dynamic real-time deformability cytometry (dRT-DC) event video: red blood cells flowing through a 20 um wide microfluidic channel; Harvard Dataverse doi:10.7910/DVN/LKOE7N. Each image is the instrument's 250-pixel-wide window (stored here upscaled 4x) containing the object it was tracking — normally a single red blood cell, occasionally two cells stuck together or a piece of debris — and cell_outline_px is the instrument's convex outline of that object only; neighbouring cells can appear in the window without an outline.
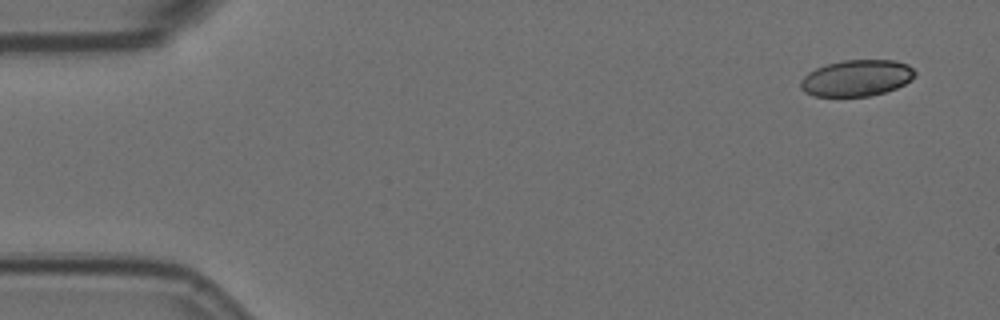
{"species": "Egyptian fruit bat (a non-hibernating species)", "species_latin": "Rousettus aegyptiacus", "temperature_condition": "room temperature", "stored_images_in_passage": 5, "camera_frame_rate_fps": 3000, "um_per_image_px": 0.085, "animal": {"sex": "female"}, "frame": {"image": 1, "passage_image": 1, "time_ms": 0.0, "image_size_px": [1000, 320], "cell_outline_px": [[916, 76], [904, 84], [896, 88], [884, 92], [868, 96], [812, 96], [804, 92], [800, 88], [800, 80], [808, 72], [816, 68], [828, 64], [844, 60], [896, 60], [908, 64], [916, 72]], "centroid_in_image_um": [72.81, 6.63], "position_along_channel_um": 12.2, "area_um2": 24.28}}